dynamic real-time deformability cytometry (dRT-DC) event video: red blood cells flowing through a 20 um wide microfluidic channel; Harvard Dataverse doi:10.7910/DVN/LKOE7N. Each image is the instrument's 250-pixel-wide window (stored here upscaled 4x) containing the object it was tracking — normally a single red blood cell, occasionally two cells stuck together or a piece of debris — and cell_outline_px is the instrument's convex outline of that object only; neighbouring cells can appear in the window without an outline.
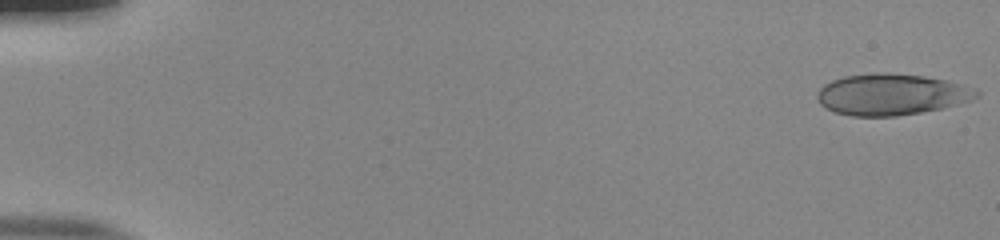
{"species": "human", "species_latin": "Homo sapiens", "temperature_condition": "room temperature", "stored_images_in_passage": 52, "camera_frame_rate_fps": 3000, "um_per_image_px": 0.085, "donor": {"sex": "male"}, "frame": {"image": 1, "passage_image": 1, "time_ms": 0.0, "image_size_px": [1000, 240], "cell_outline_px": [[980, 96], [972, 100], [944, 108], [896, 116], [852, 116], [836, 112], [820, 104], [816, 96], [820, 88], [824, 84], [832, 80], [844, 76], [876, 72], [884, 72], [924, 76], [948, 80], [976, 88], [980, 92]], "centroid_in_image_um": [75.81, 8.02], "position_along_channel_um": 9.2, "area_um2": 38.55}}
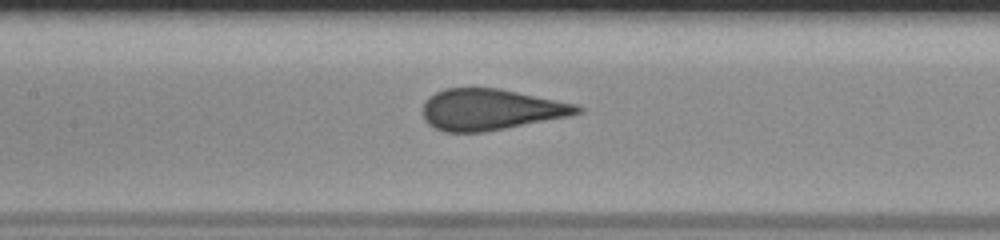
{"frame": {"image": 2, "passage_image": 26, "time_ms": 8.333, "image_size_px": [1000, 240], "cell_outline_px": [[584, 112], [572, 116], [484, 132], [444, 132], [428, 124], [424, 120], [424, 104], [428, 96], [444, 88], [500, 88], [576, 104], [584, 108]], "centroid_in_image_um": [41.74, 9.31], "position_along_channel_um": 165.7, "area_um2": 37.22}}
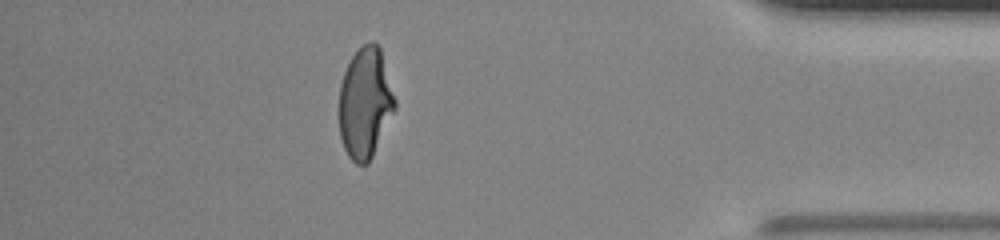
{"frame": {"image": 3, "passage_image": 47, "time_ms": 15.333, "image_size_px": [1000, 240], "cell_outline_px": [[396, 108], [368, 164], [356, 164], [348, 156], [344, 148], [340, 136], [340, 84], [344, 72], [352, 56], [368, 40], [372, 40], [380, 48], [396, 100]], "centroid_in_image_um": [31.04, 8.75], "position_along_channel_um": 404.2, "area_um2": 35.72}}